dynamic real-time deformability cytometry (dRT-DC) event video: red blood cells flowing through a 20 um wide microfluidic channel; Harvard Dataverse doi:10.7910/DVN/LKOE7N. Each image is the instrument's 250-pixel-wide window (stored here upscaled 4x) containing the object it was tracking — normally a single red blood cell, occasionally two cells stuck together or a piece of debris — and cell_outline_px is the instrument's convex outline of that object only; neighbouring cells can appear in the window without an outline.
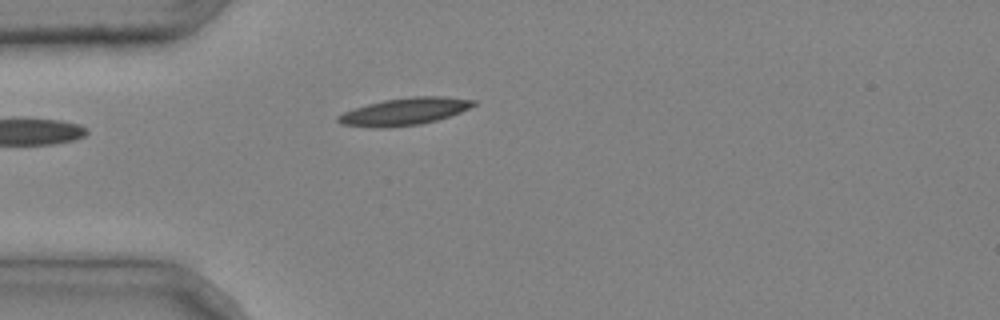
{"species": "common noctule bat (a hibernating species)", "species_latin": "Nyctalus noctula", "temperature_condition": "cold", "stored_images_in_passage": 3, "camera_frame_rate_fps": 3000, "um_per_image_px": 0.085, "animal": {"sex": "male", "body_mass_g": 20.4}, "frame": {"image": 1, "passage_image": 3, "time_ms": 0.667, "image_size_px": [1000, 320], "cell_outline_px": [[476, 104], [460, 112], [436, 120], [420, 124], [388, 128], [372, 128], [340, 124], [336, 120], [336, 116], [344, 112], [368, 104], [384, 100], [412, 96], [444, 96], [476, 100]], "centroid_in_image_um": [34.35, 9.48], "position_along_channel_um": 50.6, "area_um2": 21.5}}